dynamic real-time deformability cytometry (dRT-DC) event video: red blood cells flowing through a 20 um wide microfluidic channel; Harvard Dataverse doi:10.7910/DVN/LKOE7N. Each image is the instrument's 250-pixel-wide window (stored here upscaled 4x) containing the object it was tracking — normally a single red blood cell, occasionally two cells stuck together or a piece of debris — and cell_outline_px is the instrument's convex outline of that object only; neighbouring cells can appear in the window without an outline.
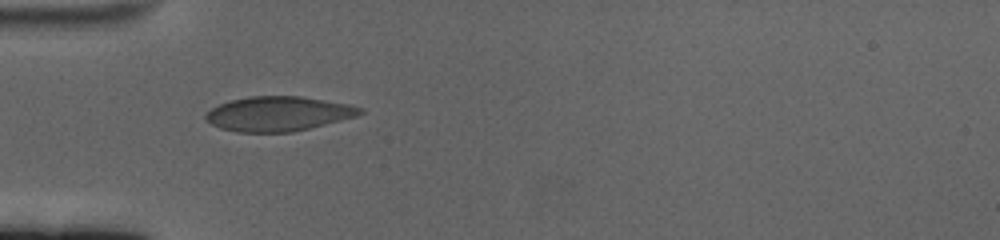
{"species": "human", "species_latin": "Homo sapiens", "temperature_condition": "cold", "stored_images_in_passage": 42, "camera_frame_rate_fps": 3000, "um_per_image_px": 0.085, "donor": {"sex": "female"}, "frame": {"image": 1, "passage_image": 1, "time_ms": 0.0, "image_size_px": [1000, 240], "cell_outline_px": [[364, 112], [356, 116], [292, 132], [236, 132], [220, 128], [204, 120], [204, 116], [212, 108], [220, 104], [232, 100], [252, 96], [300, 96], [348, 104], [364, 108]], "centroid_in_image_um": [23.64, 9.67], "position_along_channel_um": 61.4, "area_um2": 30.87}}
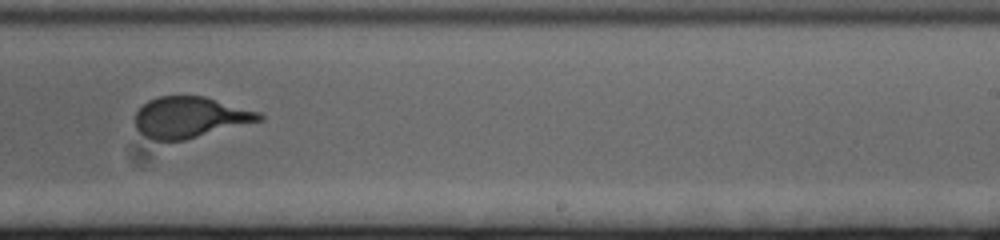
{"frame": {"image": 2, "passage_image": 20, "time_ms": 6.333, "image_size_px": [1000, 240], "cell_outline_px": [[264, 120], [184, 140], [152, 140], [144, 136], [136, 128], [136, 112], [148, 100], [160, 96], [204, 96], [260, 112], [264, 116]], "centroid_in_image_um": [16.17, 9.97], "position_along_channel_um": 272.8, "area_um2": 29.54}}
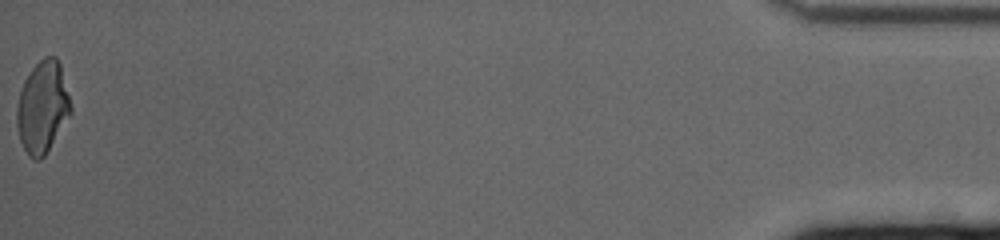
{"frame": {"image": 3, "passage_image": 42, "time_ms": 13.667, "image_size_px": [1000, 240], "cell_outline_px": [[72, 112], [44, 156], [40, 160], [32, 160], [28, 156], [20, 140], [16, 124], [16, 108], [20, 92], [24, 80], [32, 68], [44, 56], [56, 56], [60, 64], [72, 108]], "centroid_in_image_um": [3.6, 9.11], "position_along_channel_um": 431.6, "area_um2": 28.78}, "authors_computed_cell_mechanics": {"area_um2": 30.4028, "velocity_mm_per_s": 3.3965, "shape_relaxation_time_tau1_ms": 5.098, "shape_relaxation_time_tau2_ms": null, "deformation_change_tau1": 0.153, "deformation_change_tau2": null}}